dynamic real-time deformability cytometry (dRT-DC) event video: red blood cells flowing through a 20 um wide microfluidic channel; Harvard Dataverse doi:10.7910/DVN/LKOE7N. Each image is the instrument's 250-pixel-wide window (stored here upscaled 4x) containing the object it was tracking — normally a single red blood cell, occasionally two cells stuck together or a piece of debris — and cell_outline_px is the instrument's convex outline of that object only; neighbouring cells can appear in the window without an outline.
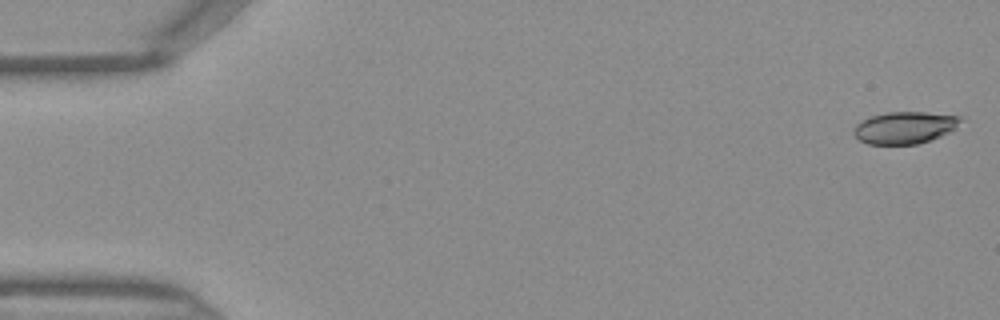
{"species": "Egyptian fruit bat (a non-hibernating species)", "species_latin": "Rousettus aegyptiacus", "temperature_condition": "warm", "stored_images_in_passage": 46, "camera_frame_rate_fps": 3000, "um_per_image_px": 0.085, "frame": {"image": 1, "passage_image": 1, "time_ms": 0.0, "image_size_px": [1000, 320], "cell_outline_px": [[960, 120], [956, 128], [940, 136], [916, 144], [868, 144], [860, 140], [852, 132], [856, 124], [868, 116], [888, 112], [924, 112], [960, 116]], "centroid_in_image_um": [76.85, 10.84], "position_along_channel_um": 8.1, "area_um2": 19.77}}
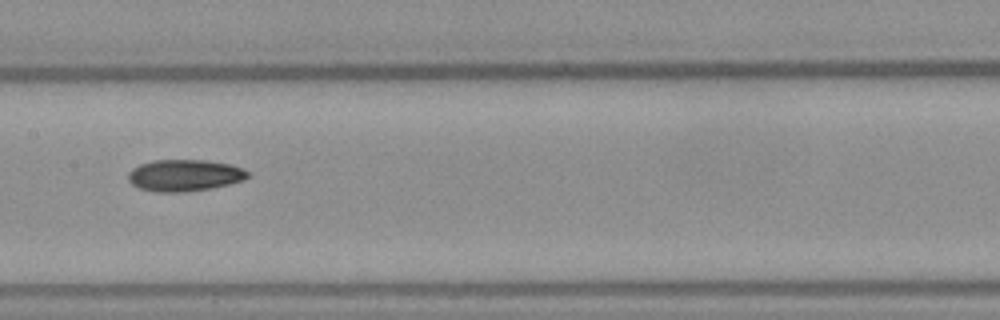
{"frame": {"image": 2, "passage_image": 23, "time_ms": 7.333, "image_size_px": [1000, 320], "cell_outline_px": [[248, 176], [244, 180], [228, 184], [208, 188], [180, 192], [156, 192], [140, 188], [132, 184], [128, 180], [128, 172], [132, 168], [140, 164], [152, 160], [204, 160], [232, 164], [248, 172]], "centroid_in_image_um": [15.64, 14.89], "position_along_channel_um": 191.8, "area_um2": 21.91}}
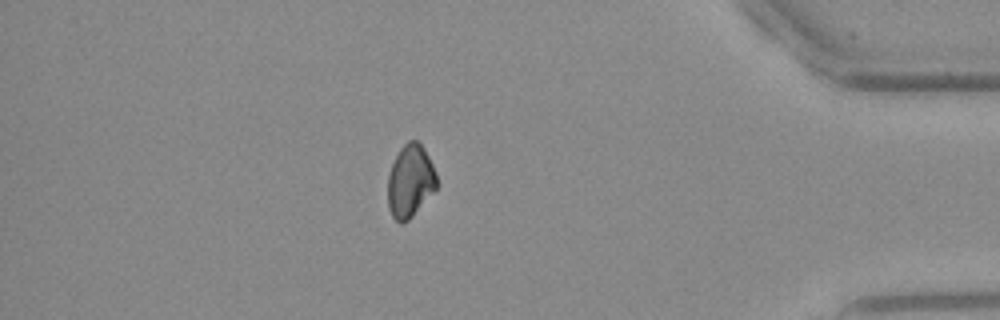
{"frame": {"image": 3, "passage_image": 40, "time_ms": 13.0, "image_size_px": [1000, 320], "cell_outline_px": [[436, 188], [412, 216], [408, 220], [400, 224], [392, 216], [388, 208], [388, 176], [392, 164], [400, 148], [408, 140], [416, 140], [424, 148], [436, 172]], "centroid_in_image_um": [34.85, 15.39], "position_along_channel_um": 400.4, "area_um2": 20.46}}